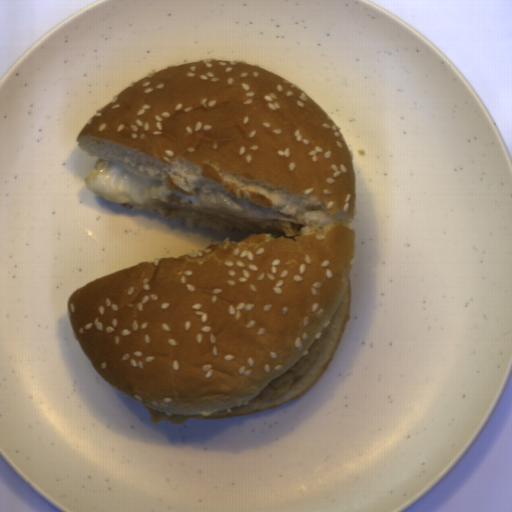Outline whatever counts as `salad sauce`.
Masks as SVG:
<instances>
[{"instance_id": "1", "label": "salad sauce", "mask_w": 512, "mask_h": 512, "mask_svg": "<svg viewBox=\"0 0 512 512\" xmlns=\"http://www.w3.org/2000/svg\"><path fill=\"white\" fill-rule=\"evenodd\" d=\"M85 188L122 205H151L149 195L168 203L169 195L181 197L180 203L219 212L270 227L281 215L229 195L207 193L197 187L196 195H184L127 167L101 160L83 178Z\"/></svg>"}]
</instances>
